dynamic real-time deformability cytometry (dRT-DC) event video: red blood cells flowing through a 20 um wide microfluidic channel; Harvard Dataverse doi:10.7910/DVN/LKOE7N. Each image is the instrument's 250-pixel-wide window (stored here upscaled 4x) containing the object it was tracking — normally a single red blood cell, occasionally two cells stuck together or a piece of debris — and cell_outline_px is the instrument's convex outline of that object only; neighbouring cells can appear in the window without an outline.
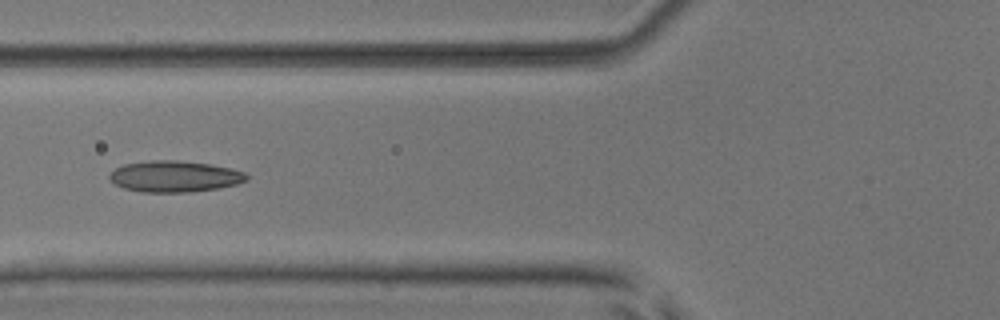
{"species": "common noctule bat (a hibernating species)", "species_latin": "Nyctalus noctula", "temperature_condition": "room temperature", "stored_images_in_passage": 7, "camera_frame_rate_fps": 3000, "um_per_image_px": 0.085, "animal": {"sex": "male", "body_mass_g": 17.9, "forearm_length_mm": 54.2}, "frame": {"image": 1, "passage_image": 6, "time_ms": 5.667, "image_size_px": [1000, 320], "cell_outline_px": [[248, 180], [236, 184], [216, 188], [192, 192], [140, 192], [124, 188], [108, 180], [108, 176], [116, 168], [124, 164], [152, 160], [176, 160], [208, 164], [232, 168], [244, 172], [248, 176]], "centroid_in_image_um": [14.83, 15.0], "position_along_channel_um": 111.0, "area_um2": 24.91}}
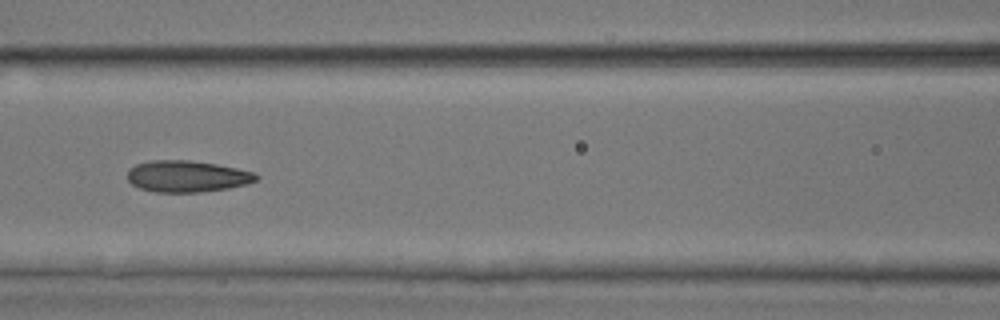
{"frame": {"image": 2, "passage_image": 7, "time_ms": 6.667, "image_size_px": [1000, 320], "cell_outline_px": [[260, 176], [256, 180], [248, 184], [228, 188], [200, 192], [156, 192], [140, 188], [132, 184], [128, 180], [128, 168], [136, 164], [148, 160], [188, 160], [216, 164], [256, 172]], "centroid_in_image_um": [15.9, 14.98], "position_along_channel_um": 150.7, "area_um2": 23.76}}